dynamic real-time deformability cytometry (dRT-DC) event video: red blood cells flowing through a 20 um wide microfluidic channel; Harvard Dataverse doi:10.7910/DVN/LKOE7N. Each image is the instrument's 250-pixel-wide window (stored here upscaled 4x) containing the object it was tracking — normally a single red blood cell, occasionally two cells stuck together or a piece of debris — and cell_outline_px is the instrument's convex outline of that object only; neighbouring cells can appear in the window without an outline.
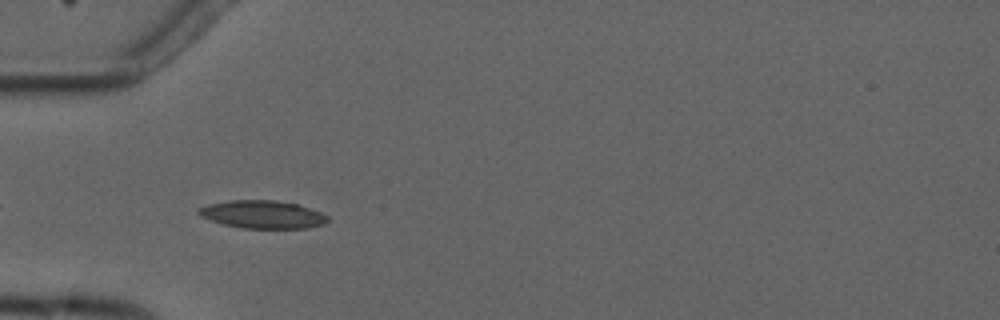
{"species": "common noctule bat (a hibernating species)", "species_latin": "Nyctalus noctula", "temperature_condition": "cold", "stored_images_in_passage": 9, "camera_frame_rate_fps": 3000, "um_per_image_px": 0.085, "animal": {"sex": "male", "forearm_length_mm": 52.5}, "frame": {"image": 1, "passage_image": 3, "time_ms": 3.333, "image_size_px": [1000, 320], "cell_outline_px": [[328, 220], [324, 224], [308, 228], [240, 228], [224, 224], [200, 216], [196, 212], [200, 208], [208, 204], [232, 200], [276, 200], [296, 204], [320, 212], [328, 216]], "centroid_in_image_um": [22.32, 18.23], "position_along_channel_um": 62.7, "area_um2": 20.81}}
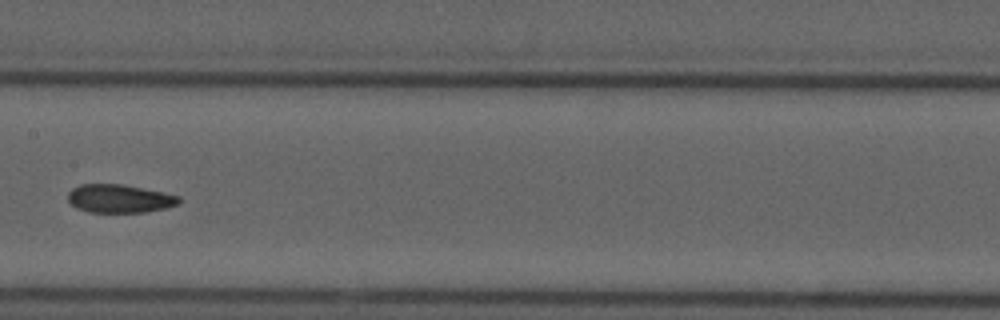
{"frame": {"image": 2, "passage_image": 6, "time_ms": 7.0, "image_size_px": [1000, 320], "cell_outline_px": [[180, 204], [164, 208], [144, 212], [88, 212], [76, 208], [68, 200], [68, 192], [72, 188], [80, 184], [120, 184], [180, 196]], "centroid_in_image_um": [10.12, 16.88], "position_along_channel_um": 197.3, "area_um2": 18.15}}
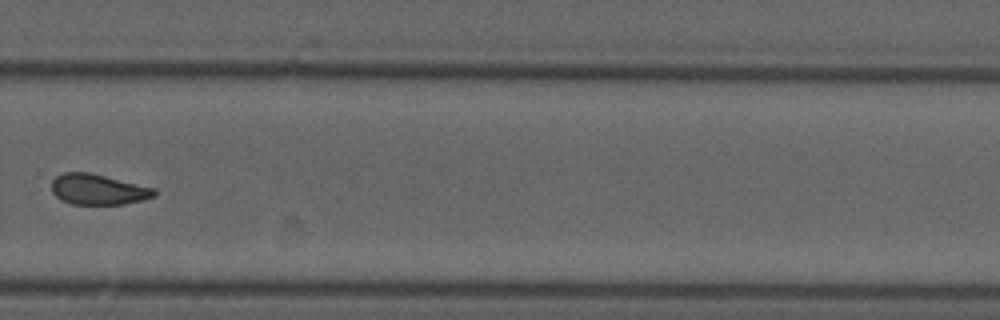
{"frame": {"image": 3, "passage_image": 9, "time_ms": 10.333, "image_size_px": [1000, 320], "cell_outline_px": [[156, 196], [144, 200], [124, 204], [72, 204], [60, 200], [52, 192], [52, 180], [56, 176], [64, 172], [88, 172], [156, 188]], "centroid_in_image_um": [8.35, 16.1], "position_along_channel_um": 321.4, "area_um2": 18.38}}